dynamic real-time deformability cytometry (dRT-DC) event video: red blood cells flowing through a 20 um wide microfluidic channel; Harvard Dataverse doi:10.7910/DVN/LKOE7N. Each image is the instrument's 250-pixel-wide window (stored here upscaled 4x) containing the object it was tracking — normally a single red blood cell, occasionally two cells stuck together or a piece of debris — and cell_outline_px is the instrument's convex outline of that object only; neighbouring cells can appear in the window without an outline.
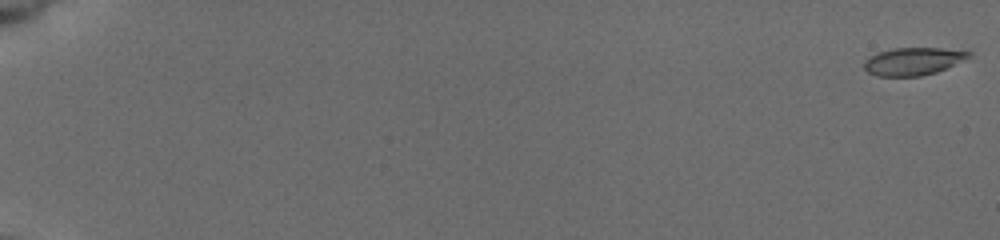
{"species": "common noctule bat (a hibernating species)", "species_latin": "Nyctalus noctula", "temperature_condition": "cold", "stored_images_in_passage": 75, "camera_frame_rate_fps": 3000, "um_per_image_px": 0.085, "animal": {"sex": "female", "body_mass_g": 19.5, "forearm_length_mm": 54.1}, "frame": {"image": 1, "passage_image": 1, "time_ms": 0.0, "image_size_px": [1000, 240], "cell_outline_px": [[972, 56], [936, 72], [920, 76], [876, 76], [868, 72], [864, 68], [864, 60], [868, 56], [876, 52], [892, 48], [940, 48], [972, 52]], "centroid_in_image_um": [77.56, 5.2], "position_along_channel_um": 7.4, "area_um2": 16.88}}
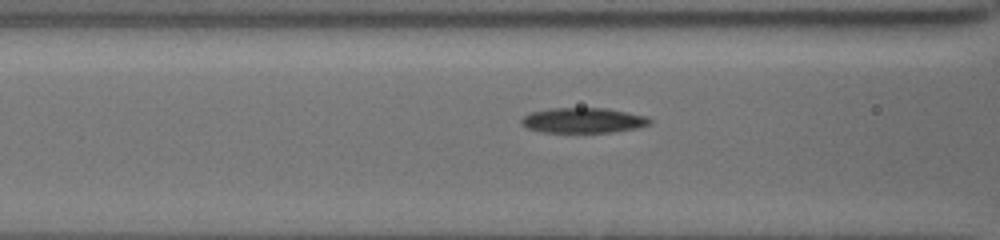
{"frame": {"image": 2, "passage_image": 43, "time_ms": 8.333, "image_size_px": [1000, 240], "cell_outline_px": [[652, 120], [648, 124], [636, 128], [612, 132], [544, 132], [528, 128], [520, 120], [524, 116], [532, 112], [552, 108], [604, 108], [648, 116]], "centroid_in_image_um": [49.59, 10.23], "position_along_channel_um": 117.0, "area_um2": 18.55}}
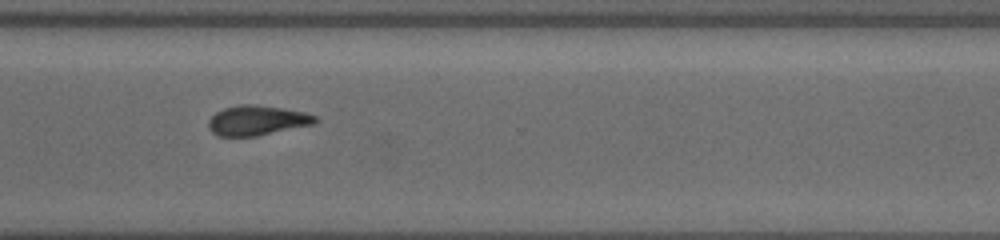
{"frame": {"image": 3, "passage_image": 74, "time_ms": 14.333, "image_size_px": [1000, 240], "cell_outline_px": [[316, 120], [312, 124], [256, 136], [216, 136], [208, 128], [208, 120], [216, 112], [224, 108], [240, 104], [248, 104], [280, 108], [304, 112], [316, 116]], "centroid_in_image_um": [21.78, 10.24], "position_along_channel_um": 348.8, "area_um2": 18.26}}